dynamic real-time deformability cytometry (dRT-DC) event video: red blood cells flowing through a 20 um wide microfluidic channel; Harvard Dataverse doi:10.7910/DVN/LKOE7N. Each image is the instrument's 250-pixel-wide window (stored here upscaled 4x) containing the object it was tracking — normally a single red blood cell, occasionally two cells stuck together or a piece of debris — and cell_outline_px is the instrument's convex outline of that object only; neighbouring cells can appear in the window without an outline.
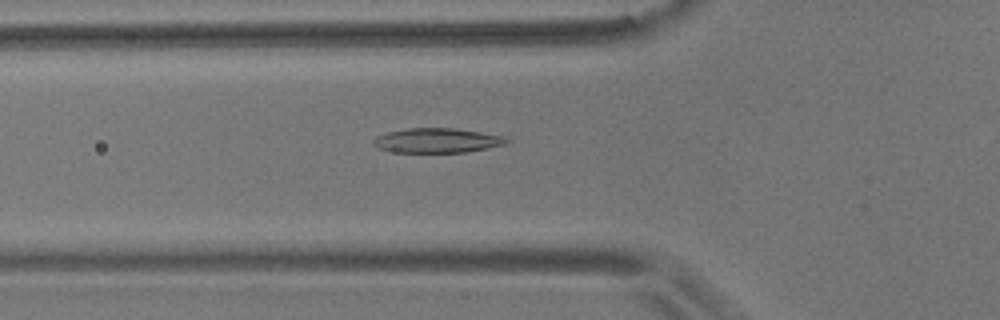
{"species": "common noctule bat (a hibernating species)", "species_latin": "Nyctalus noctula", "temperature_condition": "room temperature", "stored_images_in_passage": 55, "camera_frame_rate_fps": 3000, "um_per_image_px": 0.085, "animal": {"sex": "male", "body_mass_g": 17.9}, "frame": {"image": 1, "passage_image": 19, "time_ms": 6.0, "image_size_px": [1000, 320], "cell_outline_px": [[512, 140], [504, 144], [488, 148], [464, 152], [396, 152], [380, 148], [372, 144], [372, 140], [376, 136], [388, 132], [408, 128], [456, 128], [504, 136]], "centroid_in_image_um": [37.17, 11.93], "position_along_channel_um": 88.6, "area_um2": 19.02}}
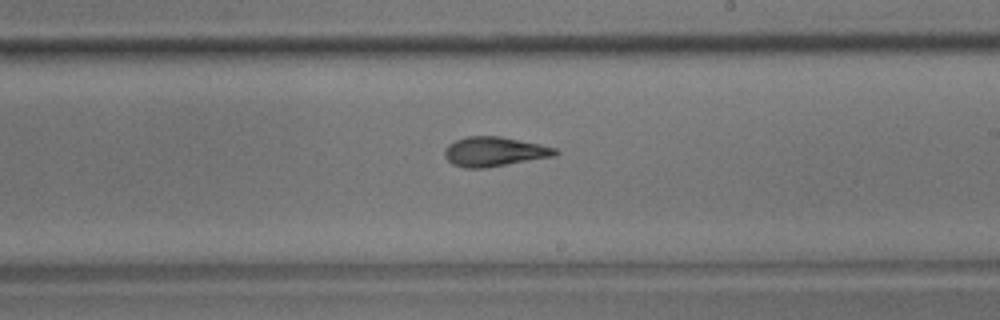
{"frame": {"image": 2, "passage_image": 32, "time_ms": 10.333, "image_size_px": [1000, 320], "cell_outline_px": [[560, 152], [556, 156], [484, 168], [464, 168], [452, 164], [444, 156], [444, 148], [448, 144], [456, 140], [468, 136], [500, 136], [540, 144], [556, 148]], "centroid_in_image_um": [42.02, 12.89], "position_along_channel_um": 247.0, "area_um2": 19.13}}
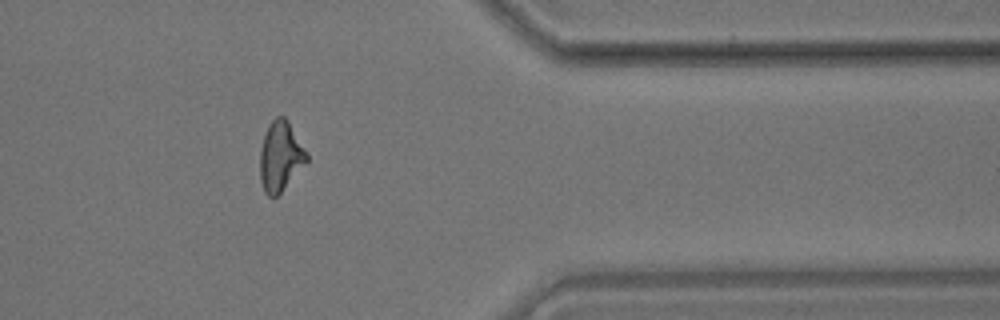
{"frame": {"image": 3, "passage_image": 45, "time_ms": 14.667, "image_size_px": [1000, 320], "cell_outline_px": [[308, 160], [280, 192], [276, 196], [268, 196], [264, 192], [260, 180], [260, 148], [268, 124], [276, 116], [284, 116], [288, 120], [308, 156]], "centroid_in_image_um": [23.8, 13.27], "position_along_channel_um": 387.6, "area_um2": 18.67}, "authors_computed_cell_mechanics": {"area_um2": 19.0162, "velocity_mm_per_s": 3.6357, "shape_relaxation_time_tau1_ms": 5.3218, "shape_relaxation_time_tau2_ms": 2.2338, "deformation_change_tau1": 0.1675, "deformation_change_tau2": 0.1079}}